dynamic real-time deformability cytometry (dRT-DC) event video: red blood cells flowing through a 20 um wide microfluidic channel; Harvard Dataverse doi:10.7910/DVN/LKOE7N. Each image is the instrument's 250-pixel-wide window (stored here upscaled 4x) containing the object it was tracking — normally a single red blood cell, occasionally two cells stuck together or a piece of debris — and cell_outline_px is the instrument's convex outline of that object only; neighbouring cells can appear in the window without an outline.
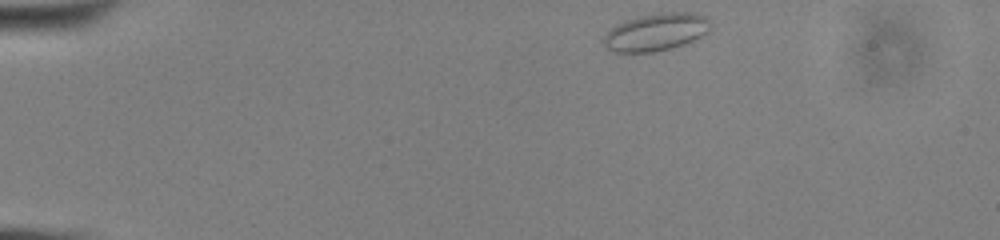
{"species": "common noctule bat (a hibernating species)", "species_latin": "Nyctalus noctula", "temperature_condition": "cold", "stored_images_in_passage": 10, "camera_frame_rate_fps": 3000, "um_per_image_px": 0.085, "animal": {"sex": "male", "body_mass_g": 13.0, "forearm_length_mm": 53.1}, "frame": {"image": 1, "passage_image": 1, "time_ms": 0.0, "image_size_px": [1000, 240], "cell_outline_px": [[712, 28], [708, 32], [684, 44], [672, 48], [652, 52], [612, 52], [604, 44], [604, 36], [616, 24], [640, 16], [664, 12], [696, 12], [704, 16], [712, 24]], "centroid_in_image_um": [55.8, 2.72], "position_along_channel_um": 29.2, "area_um2": 23.24}}